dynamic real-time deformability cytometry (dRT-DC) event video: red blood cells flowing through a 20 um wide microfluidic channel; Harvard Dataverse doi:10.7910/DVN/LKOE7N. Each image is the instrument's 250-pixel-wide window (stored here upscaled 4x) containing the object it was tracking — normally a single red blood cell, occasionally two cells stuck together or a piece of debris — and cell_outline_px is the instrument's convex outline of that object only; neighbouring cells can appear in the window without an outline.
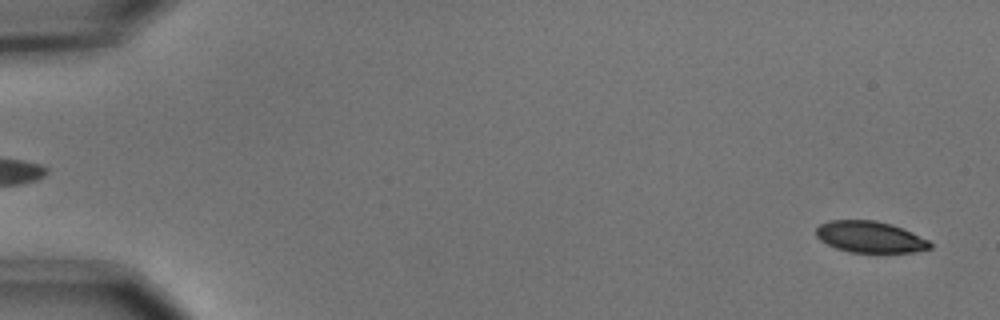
{"species": "common noctule bat (a hibernating species)", "species_latin": "Nyctalus noctula", "temperature_condition": "cold", "stored_images_in_passage": 55, "camera_frame_rate_fps": 3000, "um_per_image_px": 0.085, "animal": {"sex": "male", "body_mass_g": 15.6}, "frame": {"image": 1, "passage_image": 2, "time_ms": 0.333, "image_size_px": [1000, 320], "cell_outline_px": [[932, 248], [912, 252], [848, 252], [836, 248], [820, 240], [816, 236], [816, 228], [820, 224], [828, 220], [876, 220], [892, 224], [912, 232], [928, 240], [932, 244]], "centroid_in_image_um": [73.94, 20.13], "position_along_channel_um": 11.1, "area_um2": 20.87}}
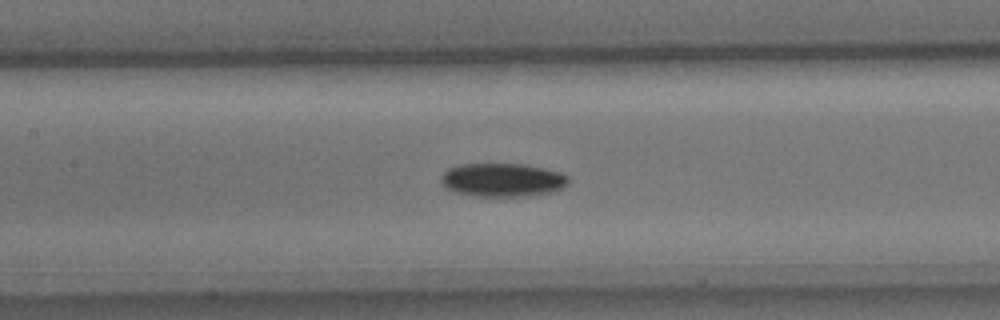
{"frame": {"image": 2, "passage_image": 26, "time_ms": 8.333, "image_size_px": [1000, 320], "cell_outline_px": [[568, 184], [556, 192], [528, 196], [472, 196], [456, 192], [444, 188], [440, 180], [440, 176], [448, 168], [456, 164], [528, 164], [560, 172], [568, 176]], "centroid_in_image_um": [42.7, 15.29], "position_along_channel_um": 164.7, "area_um2": 25.32}}
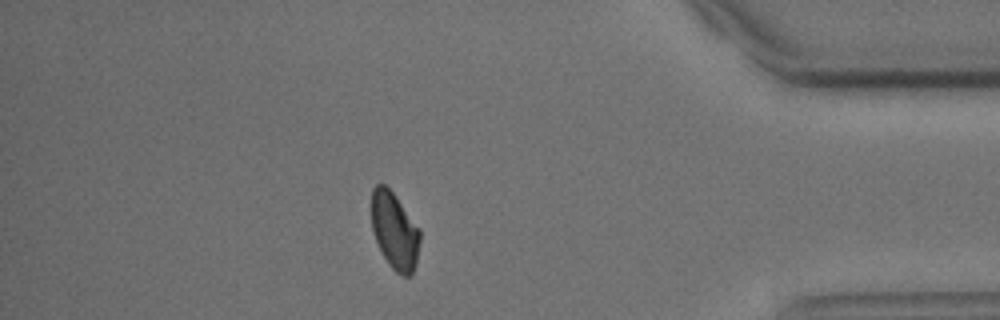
{"frame": {"image": 3, "passage_image": 48, "time_ms": 15.667, "image_size_px": [1000, 320], "cell_outline_px": [[420, 240], [416, 264], [412, 276], [404, 276], [396, 272], [388, 264], [376, 240], [372, 228], [372, 188], [376, 184], [384, 184], [392, 192], [420, 228]], "centroid_in_image_um": [33.56, 19.64], "position_along_channel_um": 401.6, "area_um2": 21.62}, "authors_computed_cell_mechanics": {"area_um2": 22.831, "velocity_mm_per_s": 3.6849, "shape_relaxation_time_tau1_ms": 2.1741, "shape_relaxation_time_tau2_ms": null, "deformation_change_tau1": 0.1049, "deformation_change_tau2": null}}